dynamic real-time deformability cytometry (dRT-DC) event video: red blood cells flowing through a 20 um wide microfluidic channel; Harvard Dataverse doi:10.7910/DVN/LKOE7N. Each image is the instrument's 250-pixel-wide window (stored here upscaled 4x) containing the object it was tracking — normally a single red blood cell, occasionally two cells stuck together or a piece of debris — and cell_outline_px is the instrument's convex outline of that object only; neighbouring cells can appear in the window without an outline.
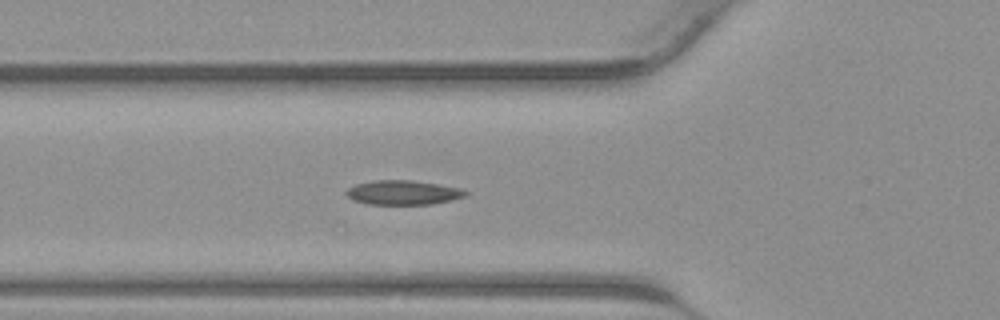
{"species": "common noctule bat (a hibernating species)", "species_latin": "Nyctalus noctula", "temperature_condition": "warm", "stored_images_in_passage": 29, "camera_frame_rate_fps": 3000, "um_per_image_px": 0.085, "animal": {"sex": "male", "body_mass_g": 23.1, "forearm_length_mm": 52.7}, "frame": {"image": 1, "passage_image": 2, "time_ms": 0.333, "image_size_px": [1000, 320], "cell_outline_px": [[472, 192], [468, 196], [452, 200], [432, 204], [368, 204], [352, 200], [344, 192], [348, 188], [356, 184], [376, 180], [412, 180], [440, 184], [464, 188]], "centroid_in_image_um": [34.35, 16.36], "position_along_channel_um": 91.4, "area_um2": 17.28}}
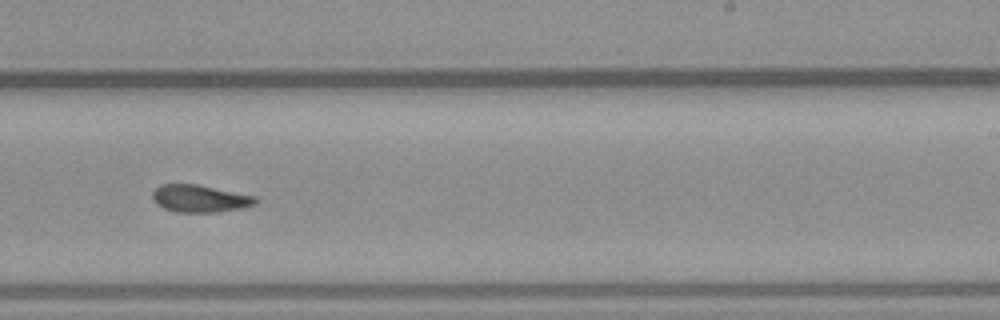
{"frame": {"image": 2, "passage_image": 13, "time_ms": 4.0, "image_size_px": [1000, 320], "cell_outline_px": [[260, 200], [256, 204], [240, 208], [216, 212], [180, 212], [164, 208], [156, 204], [152, 200], [152, 192], [160, 184], [196, 184], [256, 196]], "centroid_in_image_um": [16.98, 16.87], "position_along_channel_um": 272.0, "area_um2": 16.42}}
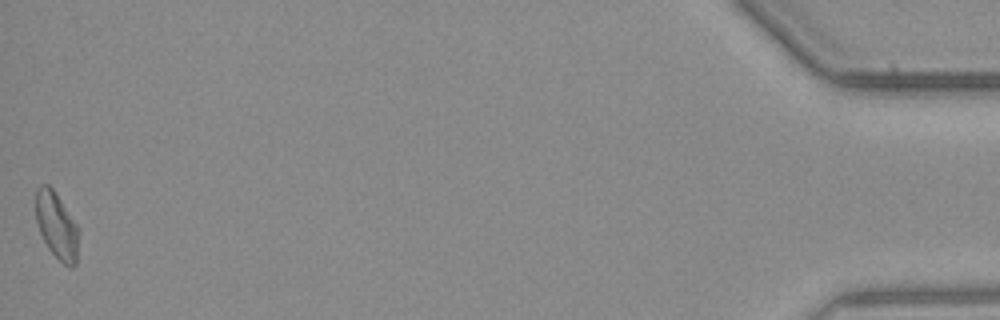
{"frame": {"image": 3, "passage_image": 29, "time_ms": 9.333, "image_size_px": [1000, 320], "cell_outline_px": [[80, 228], [76, 264], [72, 268], [68, 268], [48, 248], [40, 232], [36, 220], [36, 188], [40, 184], [48, 184], [56, 192]], "centroid_in_image_um": [4.85, 19.17], "position_along_channel_um": 430.4, "area_um2": 16.94}}